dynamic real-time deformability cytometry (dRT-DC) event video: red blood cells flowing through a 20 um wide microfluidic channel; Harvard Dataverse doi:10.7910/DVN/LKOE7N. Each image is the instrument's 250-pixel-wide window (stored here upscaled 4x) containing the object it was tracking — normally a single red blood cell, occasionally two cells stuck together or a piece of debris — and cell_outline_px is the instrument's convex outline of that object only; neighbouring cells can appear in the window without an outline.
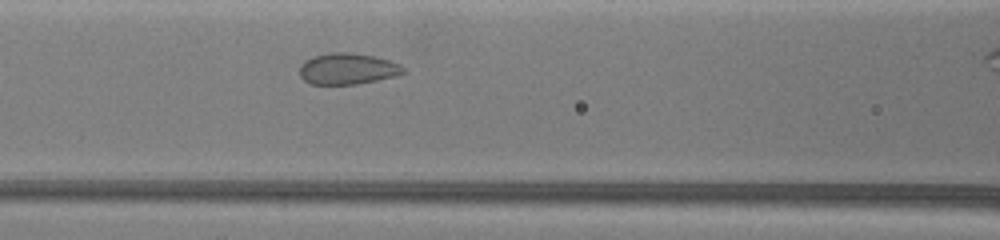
{"species": "common noctule bat (a hibernating species)", "species_latin": "Nyctalus noctula", "temperature_condition": "warm", "stored_images_in_passage": 28, "segment_of_instrument_passage": [3, 3], "camera_frame_rate_fps": 3000, "um_per_image_px": 0.085, "animal": {"sex": "female", "body_mass_g": 19.5, "forearm_length_mm": 54.1}, "frame": {"image": 1, "passage_image": 9, "time_ms": 2.667, "image_size_px": [1000, 240], "cell_outline_px": [[404, 72], [392, 76], [376, 80], [356, 84], [308, 84], [300, 76], [300, 64], [304, 60], [312, 56], [328, 52], [352, 52], [372, 56], [388, 60], [400, 64], [404, 68]], "centroid_in_image_um": [29.47, 5.83], "position_along_channel_um": 137.1, "area_um2": 18.84}}
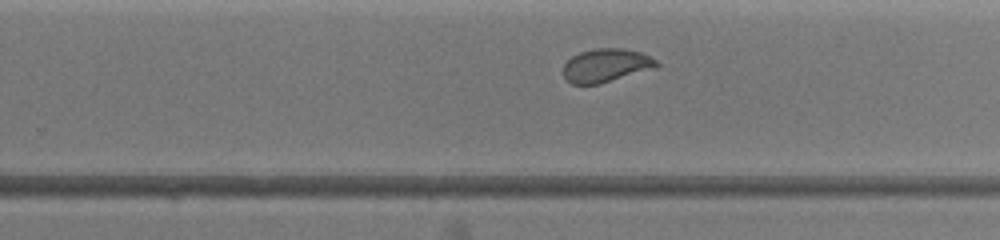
{"frame": {"image": 2, "passage_image": 19, "time_ms": 6.0, "image_size_px": [1000, 240], "cell_outline_px": [[660, 64], [656, 68], [600, 84], [572, 84], [564, 76], [564, 64], [572, 56], [580, 52], [592, 48], [624, 48], [640, 52], [656, 60]], "centroid_in_image_um": [51.53, 5.55], "position_along_channel_um": 278.3, "area_um2": 18.21}}
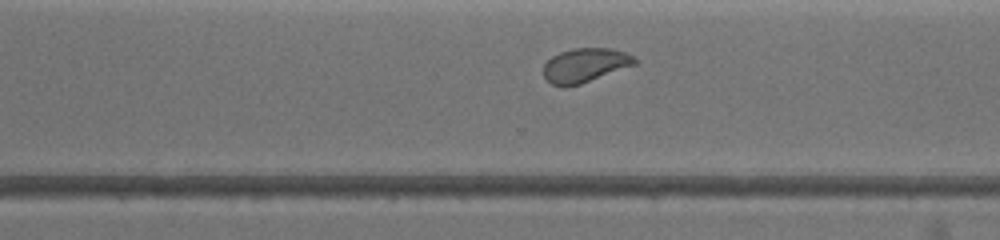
{"frame": {"image": 3, "passage_image": 23, "time_ms": 7.0, "image_size_px": [1000, 240], "cell_outline_px": [[636, 64], [580, 84], [552, 84], [544, 76], [544, 64], [552, 56], [560, 52], [572, 48], [612, 48], [624, 52], [632, 56], [636, 60]], "centroid_in_image_um": [49.74, 5.51], "position_along_channel_um": 320.9, "area_um2": 17.63}}